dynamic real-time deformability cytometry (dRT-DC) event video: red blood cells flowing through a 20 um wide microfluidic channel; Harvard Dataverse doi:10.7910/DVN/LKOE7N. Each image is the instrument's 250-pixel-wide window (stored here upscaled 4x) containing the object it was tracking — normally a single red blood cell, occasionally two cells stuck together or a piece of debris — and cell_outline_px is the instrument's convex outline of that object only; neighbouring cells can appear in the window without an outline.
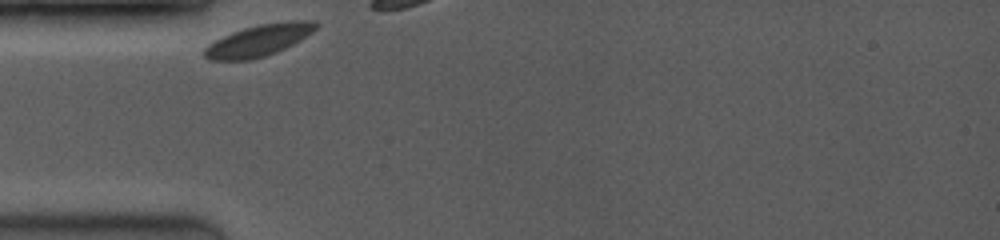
{"species": "common noctule bat (a hibernating species)", "species_latin": "Nyctalus noctula", "temperature_condition": "room temperature", "stored_images_in_passage": 12, "camera_frame_rate_fps": 3500, "um_per_image_px": 0.085, "animal": {"sex": "female", "body_mass_g": 19.0, "forearm_length_mm": 53.3}, "frame": {"image": 1, "passage_image": 1, "time_ms": 0.0, "image_size_px": [1000, 240], "cell_outline_px": [[320, 24], [312, 32], [292, 44], [276, 52], [252, 60], [212, 60], [204, 56], [204, 48], [208, 44], [232, 32], [256, 24], [288, 20], [316, 20]], "centroid_in_image_um": [22.02, 3.41], "position_along_channel_um": 63.0, "area_um2": 20.52}}
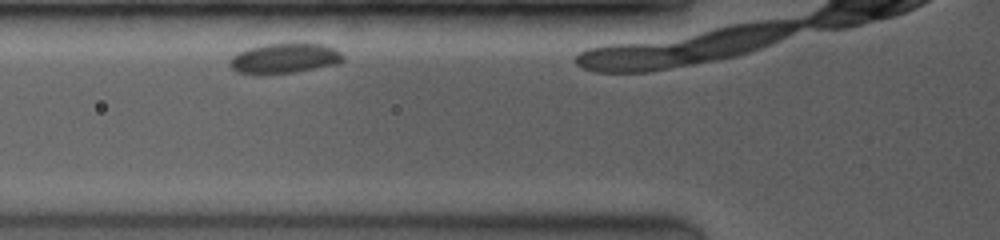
{"frame": {"image": 2, "passage_image": 4, "time_ms": 1.143, "image_size_px": [1000, 240], "cell_outline_px": [[344, 60], [336, 64], [296, 72], [260, 76], [236, 72], [228, 64], [232, 56], [248, 48], [268, 44], [324, 44], [340, 52], [344, 56]], "centroid_in_image_um": [24.14, 5.0], "position_along_channel_um": 101.7, "area_um2": 19.94}}